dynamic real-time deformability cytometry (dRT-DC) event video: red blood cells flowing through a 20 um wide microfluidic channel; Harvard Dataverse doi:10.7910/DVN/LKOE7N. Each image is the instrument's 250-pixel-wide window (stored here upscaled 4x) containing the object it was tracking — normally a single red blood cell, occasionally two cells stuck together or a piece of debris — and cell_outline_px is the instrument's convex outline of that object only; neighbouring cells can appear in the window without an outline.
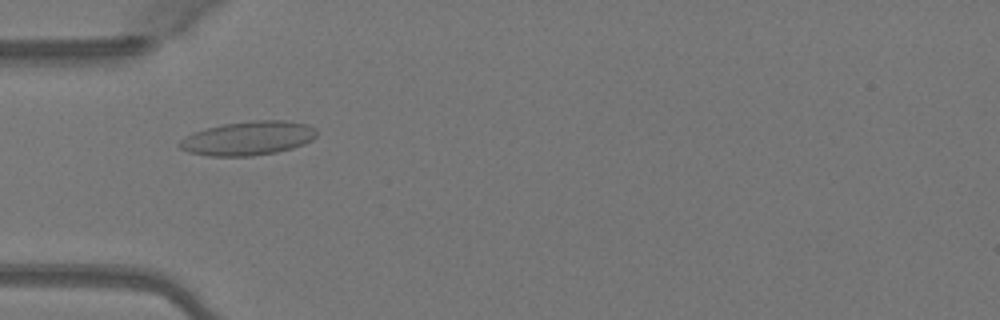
{"species": "Egyptian fruit bat (a non-hibernating species)", "species_latin": "Rousettus aegyptiacus", "temperature_condition": "warm", "stored_images_in_passage": 50, "camera_frame_rate_fps": 3000, "um_per_image_px": 0.085, "animal": {"sex": "female"}, "frame": {"image": 1, "passage_image": 16, "time_ms": 5.0, "image_size_px": [1000, 320], "cell_outline_px": [[316, 136], [312, 140], [304, 144], [292, 148], [276, 152], [252, 156], [208, 156], [188, 152], [180, 148], [176, 144], [180, 140], [196, 132], [208, 128], [224, 124], [252, 120], [284, 120], [308, 124], [316, 128]], "centroid_in_image_um": [21.12, 11.75], "position_along_channel_um": 63.9, "area_um2": 27.11}}
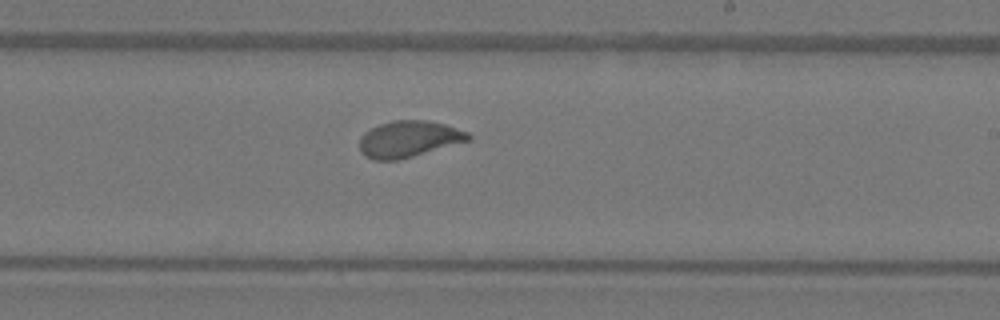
{"frame": {"image": 2, "passage_image": 30, "time_ms": 9.667, "image_size_px": [1000, 320], "cell_outline_px": [[472, 140], [400, 160], [372, 160], [364, 156], [360, 152], [360, 136], [364, 132], [380, 124], [392, 120], [424, 120], [444, 124], [468, 132], [472, 136]], "centroid_in_image_um": [34.75, 11.83], "position_along_channel_um": 254.3, "area_um2": 23.29}}
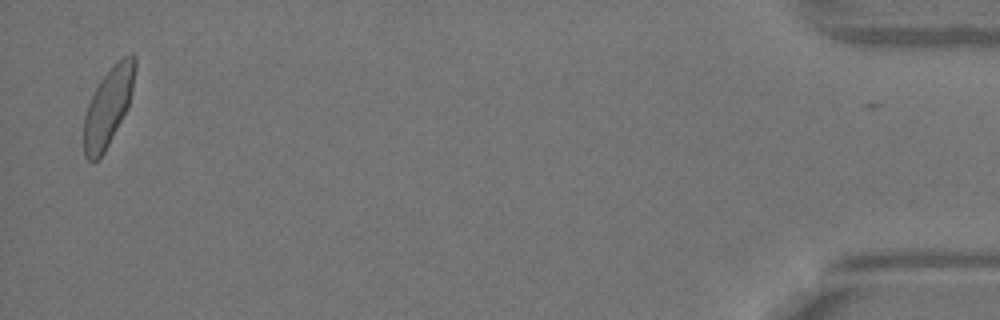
{"frame": {"image": 3, "passage_image": 49, "time_ms": 16.0, "image_size_px": [1000, 320], "cell_outline_px": [[136, 68], [132, 92], [128, 108], [104, 152], [92, 164], [84, 156], [84, 116], [88, 104], [100, 80], [124, 56], [132, 52], [136, 56]], "centroid_in_image_um": [9.21, 9.08], "position_along_channel_um": 426.0, "area_um2": 23.06}, "authors_computed_cell_mechanics": {"area_um2": 23.4668, "velocity_mm_per_s": 4.1015, "shape_relaxation_time_tau1_ms": 5.6032, "shape_relaxation_time_tau2_ms": null, "deformation_change_tau1": 0.1581, "deformation_change_tau2": null}}